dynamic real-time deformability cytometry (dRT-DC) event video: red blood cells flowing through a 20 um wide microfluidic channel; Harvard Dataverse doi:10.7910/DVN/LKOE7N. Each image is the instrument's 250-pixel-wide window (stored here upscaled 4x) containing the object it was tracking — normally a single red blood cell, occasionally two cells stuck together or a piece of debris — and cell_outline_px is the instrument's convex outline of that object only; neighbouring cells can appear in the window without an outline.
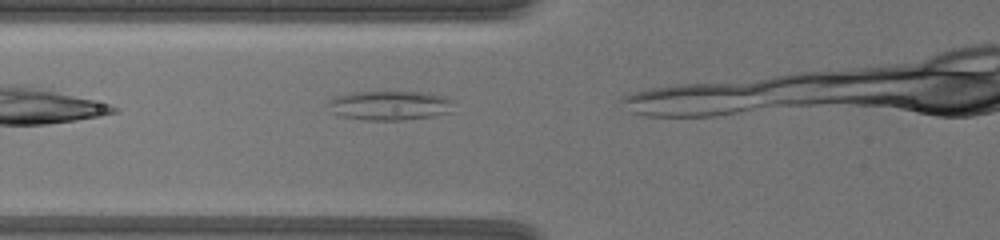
{"species": "common noctule bat (a hibernating species)", "species_latin": "Nyctalus noctula", "temperature_condition": "warm", "stored_images_in_passage": 8, "camera_frame_rate_fps": 3000, "um_per_image_px": 0.085, "animal": {"sex": "female", "body_mass_g": 19.5, "forearm_length_mm": 54.1}, "frame": {"image": 1, "passage_image": 4, "time_ms": 1.0, "image_size_px": [1000, 240], "cell_outline_px": [[452, 112], [432, 116], [404, 120], [368, 120], [340, 116], [332, 112], [324, 104], [328, 100], [336, 96], [356, 92], [428, 92], [444, 96], [452, 100]], "centroid_in_image_um": [33.11, 8.96], "position_along_channel_um": 92.7, "area_um2": 21.68}}